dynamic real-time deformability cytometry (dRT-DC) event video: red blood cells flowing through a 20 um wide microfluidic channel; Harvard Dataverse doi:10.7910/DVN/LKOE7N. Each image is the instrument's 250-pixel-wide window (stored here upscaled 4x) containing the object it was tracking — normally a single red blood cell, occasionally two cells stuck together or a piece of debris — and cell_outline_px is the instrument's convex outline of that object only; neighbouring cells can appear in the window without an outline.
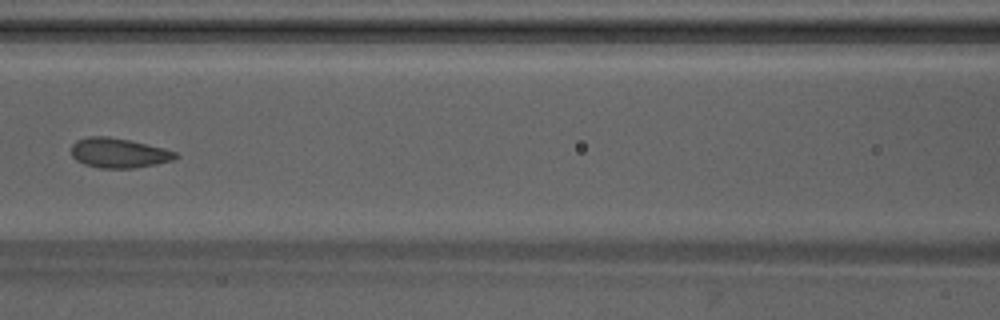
{"species": "Egyptian fruit bat (a non-hibernating species)", "species_latin": "Rousettus aegyptiacus", "temperature_condition": "warm", "stored_images_in_passage": 6, "camera_frame_rate_fps": 3000, "um_per_image_px": 0.085, "animal": {"sex": "male"}, "frame": {"image": 1, "passage_image": 6, "time_ms": 1.667, "image_size_px": [1000, 320], "cell_outline_px": [[180, 156], [172, 160], [156, 164], [132, 168], [100, 168], [84, 164], [76, 160], [72, 156], [72, 144], [76, 140], [88, 136], [108, 136], [128, 140], [164, 148], [176, 152]], "centroid_in_image_um": [10.08, 13.0], "position_along_channel_um": 156.5, "area_um2": 18.03}}